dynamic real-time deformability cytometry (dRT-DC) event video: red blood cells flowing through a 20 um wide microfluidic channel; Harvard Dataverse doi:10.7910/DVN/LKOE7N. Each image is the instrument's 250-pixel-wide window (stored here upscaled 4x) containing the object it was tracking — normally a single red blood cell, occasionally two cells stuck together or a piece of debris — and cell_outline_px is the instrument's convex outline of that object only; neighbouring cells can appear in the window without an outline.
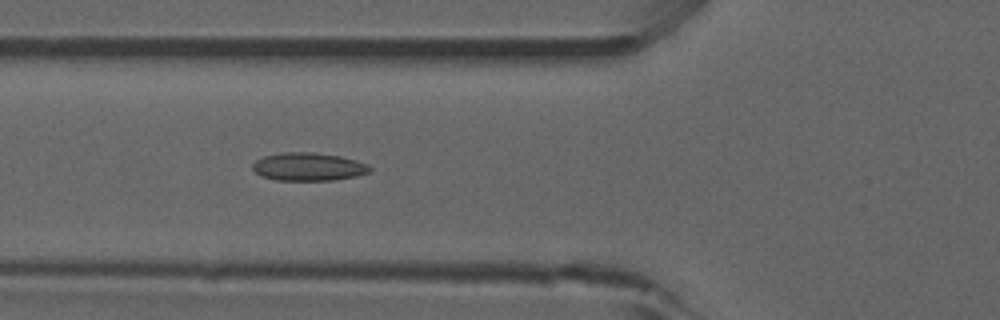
{"species": "common noctule bat (a hibernating species)", "species_latin": "Nyctalus noctula", "temperature_condition": "room temperature", "stored_images_in_passage": 34, "camera_frame_rate_fps": 3000, "um_per_image_px": 0.085, "animal": {"sex": "male", "forearm_length_mm": 52.5}, "frame": {"image": 1, "passage_image": 19, "time_ms": 6.0, "image_size_px": [1000, 320], "cell_outline_px": [[372, 168], [368, 172], [356, 176], [332, 180], [276, 180], [260, 176], [252, 168], [252, 164], [256, 160], [264, 156], [280, 152], [312, 152], [340, 156], [356, 160], [368, 164]], "centroid_in_image_um": [26.19, 14.17], "position_along_channel_um": 99.6, "area_um2": 19.19}}